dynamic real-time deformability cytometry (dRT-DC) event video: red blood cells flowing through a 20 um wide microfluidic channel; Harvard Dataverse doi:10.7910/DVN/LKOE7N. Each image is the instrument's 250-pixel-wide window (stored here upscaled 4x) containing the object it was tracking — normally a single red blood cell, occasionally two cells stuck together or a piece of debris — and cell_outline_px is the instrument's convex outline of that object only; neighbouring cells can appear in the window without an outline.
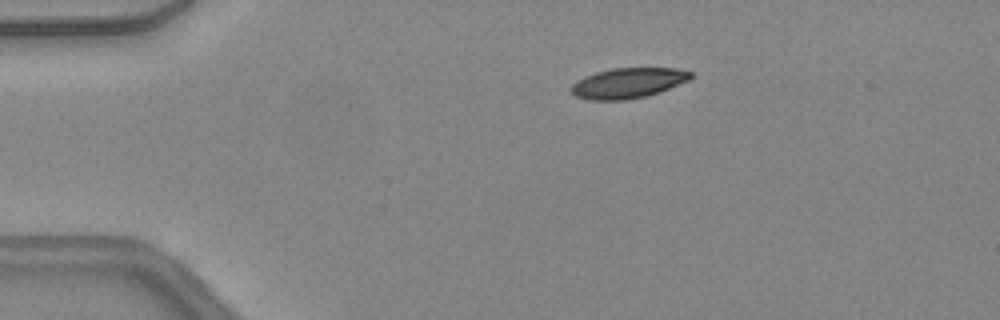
{"species": "common noctule bat (a hibernating species)", "species_latin": "Nyctalus noctula", "temperature_condition": "warm", "stored_images_in_passage": 42, "camera_frame_rate_fps": 3000, "um_per_image_px": 0.085, "animal": {"sex": "female", "body_mass_g": 24.6, "forearm_length_mm": 56.2}, "frame": {"image": 1, "passage_image": 5, "time_ms": 1.333, "image_size_px": [1000, 320], "cell_outline_px": [[692, 76], [688, 80], [660, 92], [644, 96], [624, 100], [588, 100], [576, 96], [568, 88], [572, 84], [584, 76], [596, 72], [612, 68], [676, 68], [692, 72]], "centroid_in_image_um": [53.35, 7.05], "position_along_channel_um": 31.7, "area_um2": 21.04}}
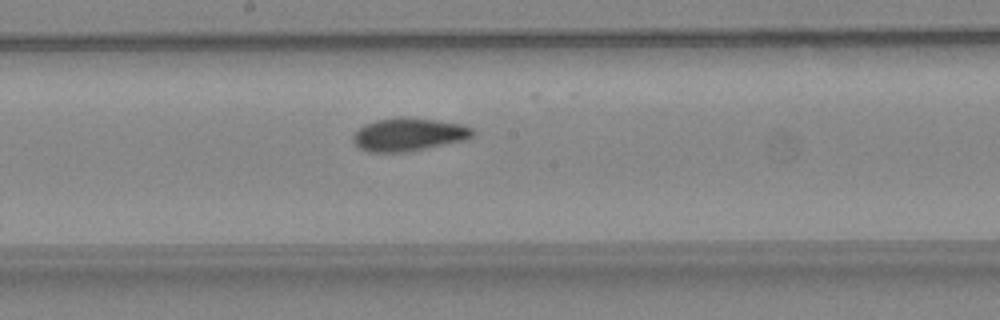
{"frame": {"image": 2, "passage_image": 21, "time_ms": 6.667, "image_size_px": [1000, 320], "cell_outline_px": [[476, 132], [468, 140], [404, 152], [368, 152], [360, 148], [352, 140], [352, 136], [364, 124], [376, 120], [400, 116], [436, 120], [460, 124], [472, 128]], "centroid_in_image_um": [34.75, 11.43], "position_along_channel_um": 213.5, "area_um2": 23.06}}
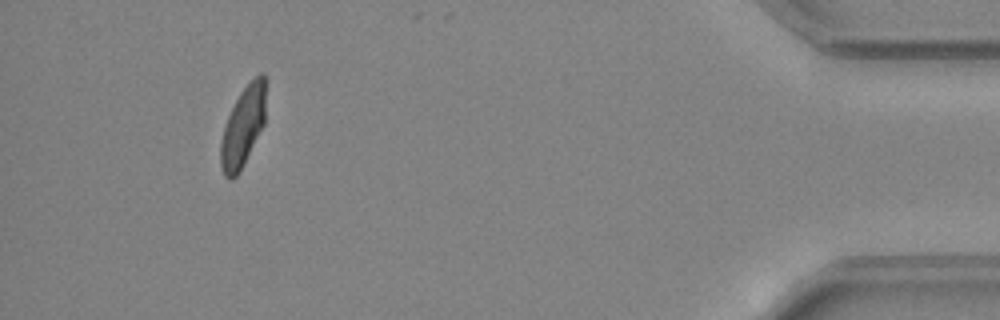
{"frame": {"image": 3, "passage_image": 39, "time_ms": 12.667, "image_size_px": [1000, 320], "cell_outline_px": [[268, 80], [264, 124], [240, 172], [232, 180], [228, 180], [224, 176], [220, 164], [220, 144], [224, 128], [228, 116], [240, 92], [260, 72], [264, 72]], "centroid_in_image_um": [20.69, 10.73], "position_along_channel_um": 414.5, "area_um2": 21.44}}